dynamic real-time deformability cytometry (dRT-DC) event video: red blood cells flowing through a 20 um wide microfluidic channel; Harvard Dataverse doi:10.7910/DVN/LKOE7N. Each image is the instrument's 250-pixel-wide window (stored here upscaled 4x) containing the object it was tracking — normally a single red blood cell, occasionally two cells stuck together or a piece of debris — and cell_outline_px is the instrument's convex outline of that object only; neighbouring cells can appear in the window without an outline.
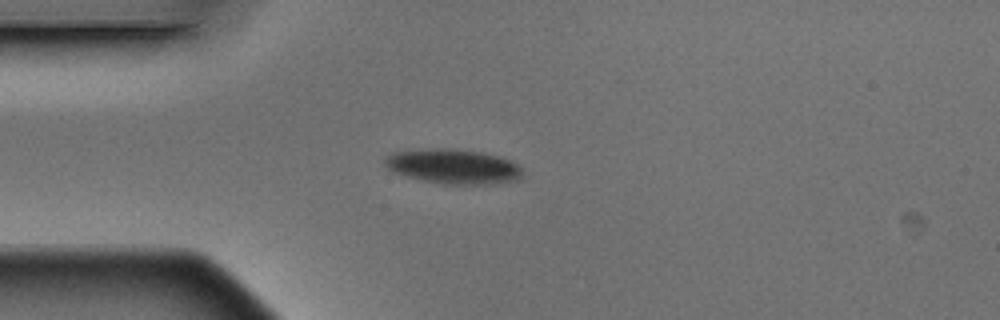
{"species": "Egyptian fruit bat (a non-hibernating species)", "species_latin": "Rousettus aegyptiacus", "temperature_condition": "warm", "stored_images_in_passage": 1, "camera_frame_rate_fps": 3000, "um_per_image_px": 0.085, "animal": {"sex": "male"}, "frame": {"image": 1, "passage_image": 1, "time_ms": 0.0, "image_size_px": [1000, 320], "cell_outline_px": [[524, 172], [516, 180], [492, 184], [444, 184], [424, 180], [408, 176], [396, 172], [388, 168], [384, 164], [384, 156], [392, 152], [436, 148], [444, 148], [480, 152], [500, 156], [516, 164]], "centroid_in_image_um": [38.52, 14.14], "position_along_channel_um": 46.5, "area_um2": 27.51}}